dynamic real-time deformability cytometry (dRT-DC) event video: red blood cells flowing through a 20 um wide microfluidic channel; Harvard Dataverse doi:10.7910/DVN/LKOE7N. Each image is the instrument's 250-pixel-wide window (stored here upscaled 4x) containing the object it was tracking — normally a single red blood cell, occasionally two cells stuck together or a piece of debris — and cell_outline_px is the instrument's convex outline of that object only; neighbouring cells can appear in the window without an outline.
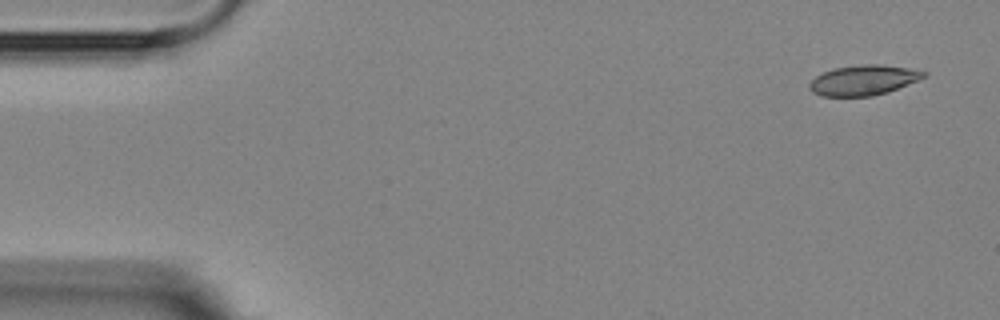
{"species": "Egyptian fruit bat (a non-hibernating species)", "species_latin": "Rousettus aegyptiacus", "temperature_condition": "room temperature", "stored_images_in_passage": 4, "camera_frame_rate_fps": 3000, "um_per_image_px": 0.085, "animal": {"sex": "female"}, "frame": {"image": 1, "passage_image": 1, "time_ms": 0.0, "image_size_px": [1000, 320], "cell_outline_px": [[928, 76], [888, 92], [872, 96], [820, 96], [812, 92], [808, 88], [808, 84], [816, 76], [832, 68], [864, 64], [880, 64], [908, 68], [928, 72]], "centroid_in_image_um": [73.39, 6.81], "position_along_channel_um": 11.6, "area_um2": 20.17}}
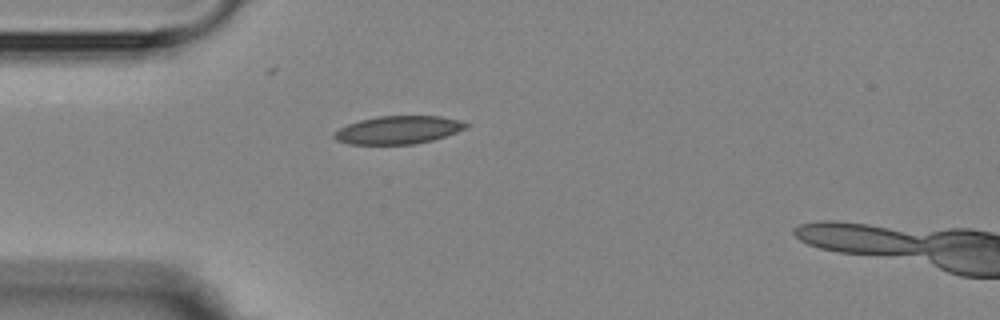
{"frame": {"image": 2, "passage_image": 4, "time_ms": 4.0, "image_size_px": [1000, 320], "cell_outline_px": [[472, 124], [468, 128], [432, 140], [412, 144], [348, 144], [336, 140], [332, 136], [340, 128], [348, 124], [360, 120], [376, 116], [440, 116], [460, 120]], "centroid_in_image_um": [33.88, 11.04], "position_along_channel_um": 51.1, "area_um2": 21.5}}